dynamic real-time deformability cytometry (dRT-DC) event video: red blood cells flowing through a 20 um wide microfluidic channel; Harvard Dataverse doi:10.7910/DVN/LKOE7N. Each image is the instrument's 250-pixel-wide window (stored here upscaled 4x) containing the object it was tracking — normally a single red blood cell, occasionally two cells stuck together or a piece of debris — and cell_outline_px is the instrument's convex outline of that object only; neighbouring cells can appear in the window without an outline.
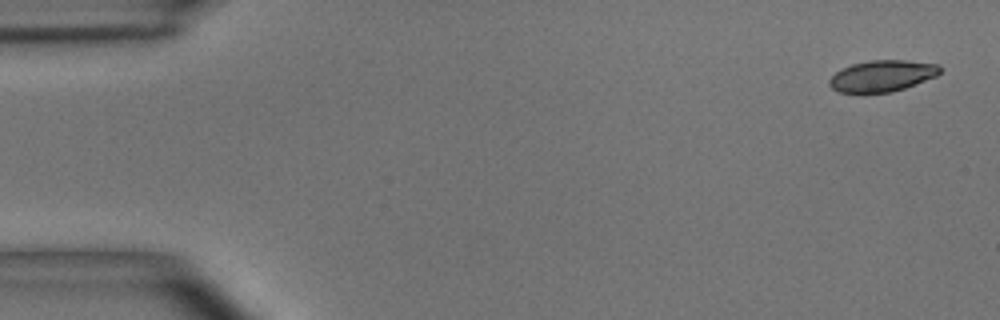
{"species": "common noctule bat (a hibernating species)", "species_latin": "Nyctalus noctula", "temperature_condition": "room temperature", "stored_images_in_passage": 4, "camera_frame_rate_fps": 3000, "um_per_image_px": 0.085, "animal": {"sex": "male", "body_mass_g": 15.6}, "frame": {"image": 1, "passage_image": 1, "time_ms": 0.0, "image_size_px": [1000, 320], "cell_outline_px": [[940, 72], [936, 76], [904, 88], [892, 92], [840, 92], [832, 88], [828, 84], [828, 80], [840, 68], [852, 64], [872, 60], [904, 60], [940, 64]], "centroid_in_image_um": [74.97, 6.44], "position_along_channel_um": 10.0, "area_um2": 20.06}}
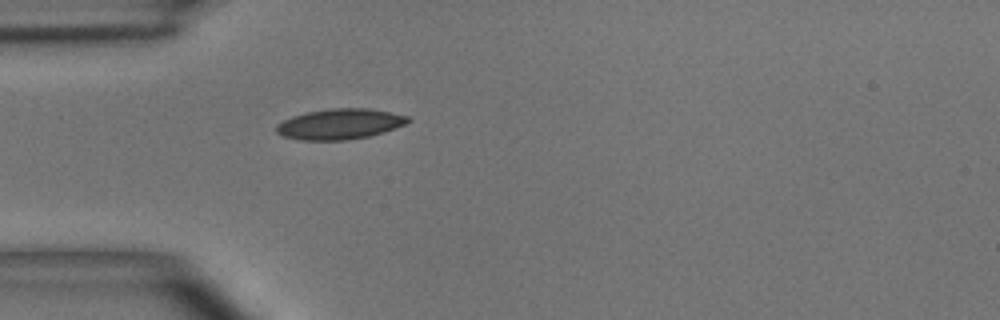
{"frame": {"image": 2, "passage_image": 4, "time_ms": 4.333, "image_size_px": [1000, 320], "cell_outline_px": [[412, 120], [396, 128], [368, 136], [344, 140], [300, 140], [284, 136], [276, 132], [276, 124], [292, 116], [308, 112], [332, 108], [368, 108], [408, 116]], "centroid_in_image_um": [28.87, 10.54], "position_along_channel_um": 56.1, "area_um2": 23.18}}